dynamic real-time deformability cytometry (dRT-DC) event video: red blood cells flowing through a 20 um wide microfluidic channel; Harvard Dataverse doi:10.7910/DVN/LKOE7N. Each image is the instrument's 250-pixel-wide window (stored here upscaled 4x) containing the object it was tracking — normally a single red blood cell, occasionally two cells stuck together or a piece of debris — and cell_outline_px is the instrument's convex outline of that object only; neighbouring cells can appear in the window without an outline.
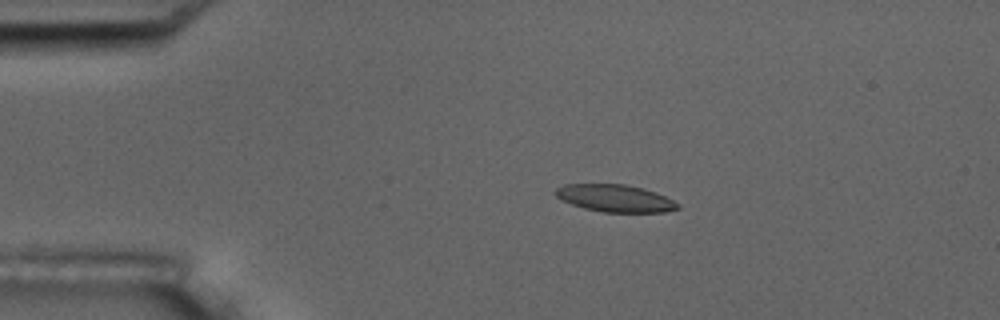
{"species": "common noctule bat (a hibernating species)", "species_latin": "Nyctalus noctula", "temperature_condition": "room temperature", "stored_images_in_passage": 9, "camera_frame_rate_fps": 3000, "um_per_image_px": 0.085, "animal": {"sex": "male", "body_mass_g": 17.5, "forearm_length_mm": 52.3}, "frame": {"image": 1, "passage_image": 3, "time_ms": 2.0, "image_size_px": [1000, 320], "cell_outline_px": [[680, 208], [664, 212], [600, 212], [584, 208], [560, 200], [552, 192], [556, 188], [564, 184], [624, 184], [644, 188], [664, 196], [680, 204]], "centroid_in_image_um": [52.24, 16.85], "position_along_channel_um": 32.8, "area_um2": 19.54}}
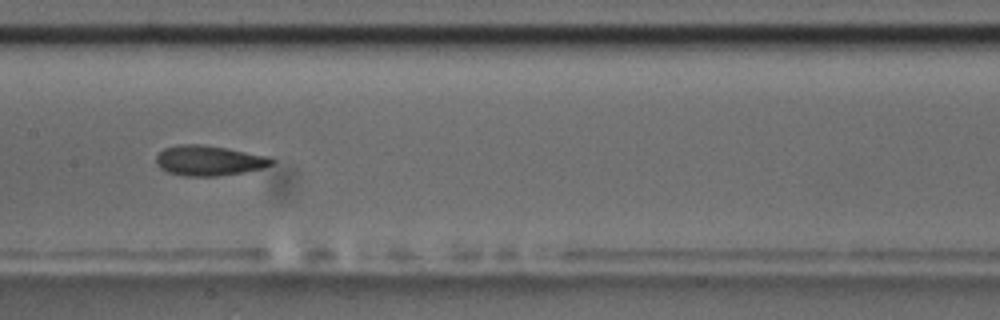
{"frame": {"image": 2, "passage_image": 8, "time_ms": 7.667, "image_size_px": [1000, 320], "cell_outline_px": [[276, 160], [272, 164], [260, 168], [244, 172], [216, 176], [184, 176], [168, 172], [160, 168], [156, 164], [156, 156], [164, 148], [176, 144], [204, 144], [228, 148], [268, 156]], "centroid_in_image_um": [17.74, 13.63], "position_along_channel_um": 189.7, "area_um2": 20.4}}
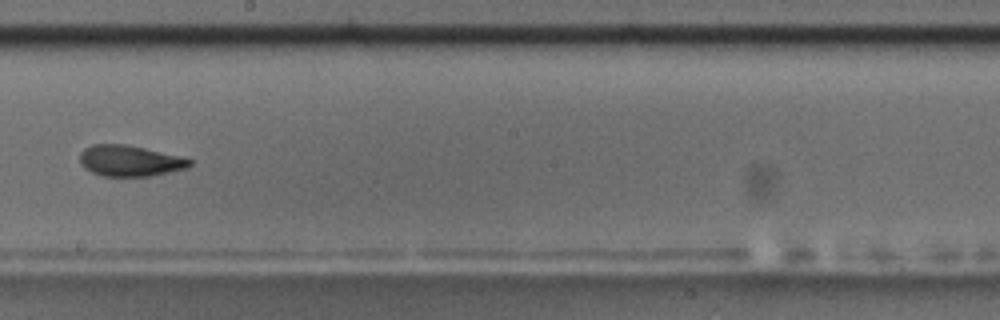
{"frame": {"image": 3, "passage_image": 9, "time_ms": 9.0, "image_size_px": [1000, 320], "cell_outline_px": [[192, 164], [188, 168], [148, 176], [100, 176], [84, 168], [80, 160], [80, 152], [84, 148], [92, 144], [128, 144], [180, 156], [192, 160]], "centroid_in_image_um": [11.02, 13.66], "position_along_channel_um": 237.2, "area_um2": 19.88}}